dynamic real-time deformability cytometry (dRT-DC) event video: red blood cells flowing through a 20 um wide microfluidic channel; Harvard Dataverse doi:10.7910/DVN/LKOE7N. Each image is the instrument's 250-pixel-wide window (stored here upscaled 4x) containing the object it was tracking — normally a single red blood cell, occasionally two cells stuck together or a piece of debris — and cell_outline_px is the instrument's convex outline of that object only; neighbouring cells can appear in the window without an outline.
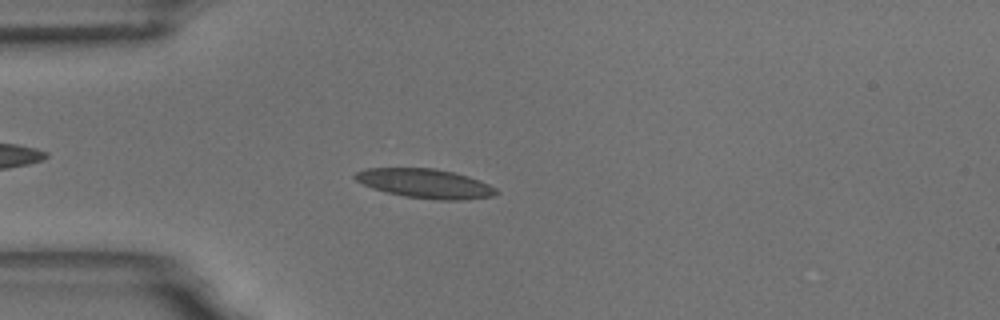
{"species": "common noctule bat (a hibernating species)", "species_latin": "Nyctalus noctula", "temperature_condition": "room temperature", "stored_images_in_passage": 57, "camera_frame_rate_fps": 3000, "um_per_image_px": 0.085, "animal": {"sex": "male", "body_mass_g": 18.8}, "frame": {"image": 1, "passage_image": 15, "time_ms": 4.667, "image_size_px": [1000, 320], "cell_outline_px": [[500, 192], [492, 196], [464, 200], [436, 200], [404, 196], [372, 188], [356, 180], [352, 176], [356, 172], [364, 168], [436, 168], [468, 176], [480, 180], [496, 188]], "centroid_in_image_um": [36.15, 15.59], "position_along_channel_um": 48.9, "area_um2": 24.1}}
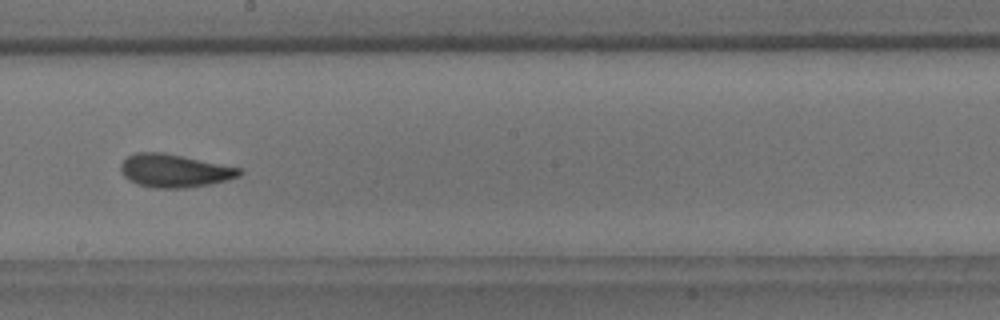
{"frame": {"image": 2, "passage_image": 32, "time_ms": 10.333, "image_size_px": [1000, 320], "cell_outline_px": [[244, 172], [240, 176], [208, 184], [184, 188], [152, 188], [128, 180], [124, 176], [120, 168], [120, 164], [128, 156], [136, 152], [160, 152], [240, 168]], "centroid_in_image_um": [14.79, 14.51], "position_along_channel_um": 233.4, "area_um2": 22.48}}
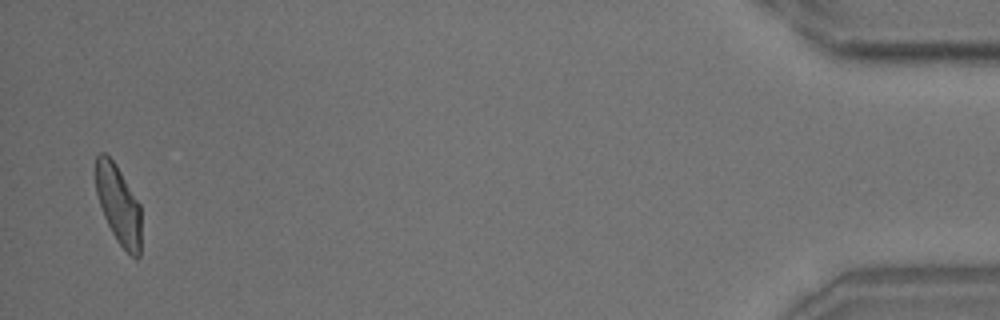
{"frame": {"image": 3, "passage_image": 56, "time_ms": 18.333, "image_size_px": [1000, 320], "cell_outline_px": [[140, 256], [136, 260], [116, 240], [104, 216], [96, 192], [96, 156], [100, 152], [104, 152], [116, 164], [140, 204]], "centroid_in_image_um": [10.07, 17.39], "position_along_channel_um": 425.1, "area_um2": 20.69}, "authors_computed_cell_mechanics": {"area_um2": 22.542, "velocity_mm_per_s": 3.4795, "shape_relaxation_time_tau1_ms": 8.0122, "shape_relaxation_time_tau2_ms": 1.9209, "deformation_change_tau1": 0.1828, "deformation_change_tau2": 0.0865}}